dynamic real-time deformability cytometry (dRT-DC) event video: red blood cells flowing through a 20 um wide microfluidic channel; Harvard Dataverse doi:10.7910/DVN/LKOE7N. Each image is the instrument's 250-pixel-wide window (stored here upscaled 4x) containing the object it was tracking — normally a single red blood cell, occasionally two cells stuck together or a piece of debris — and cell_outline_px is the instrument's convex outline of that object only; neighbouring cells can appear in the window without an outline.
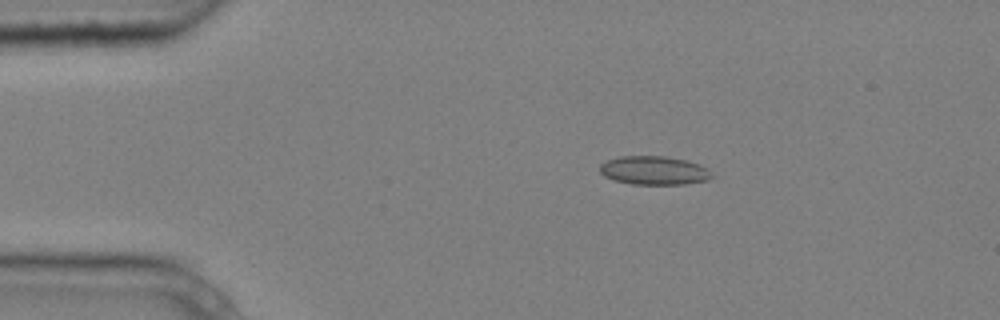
{"species": "common noctule bat (a hibernating species)", "species_latin": "Nyctalus noctula", "temperature_condition": "cold", "stored_images_in_passage": 9, "camera_frame_rate_fps": 3000, "um_per_image_px": 0.085, "animal": {"sex": "male", "body_mass_g": 20.4}, "frame": {"image": 1, "passage_image": 2, "time_ms": 0.333, "image_size_px": [1000, 320], "cell_outline_px": [[716, 176], [708, 180], [684, 184], [632, 184], [612, 180], [604, 176], [600, 172], [600, 164], [608, 160], [620, 156], [664, 156], [684, 160], [700, 164], [708, 168]], "centroid_in_image_um": [55.62, 14.49], "position_along_channel_um": 29.4, "area_um2": 18.84}}
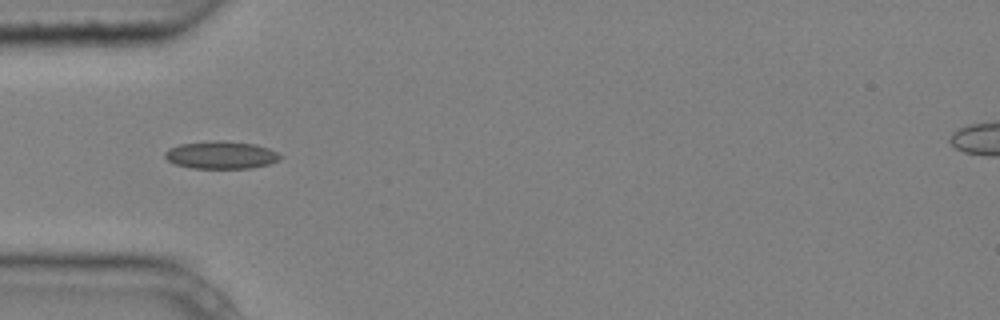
{"frame": {"image": 2, "passage_image": 4, "time_ms": 1.0, "image_size_px": [1000, 320], "cell_outline_px": [[284, 156], [280, 160], [268, 164], [252, 168], [192, 168], [176, 164], [168, 160], [164, 156], [164, 152], [168, 148], [180, 144], [212, 140], [224, 140], [256, 144], [268, 148]], "centroid_in_image_um": [18.8, 13.16], "position_along_channel_um": 66.2, "area_um2": 18.73}}
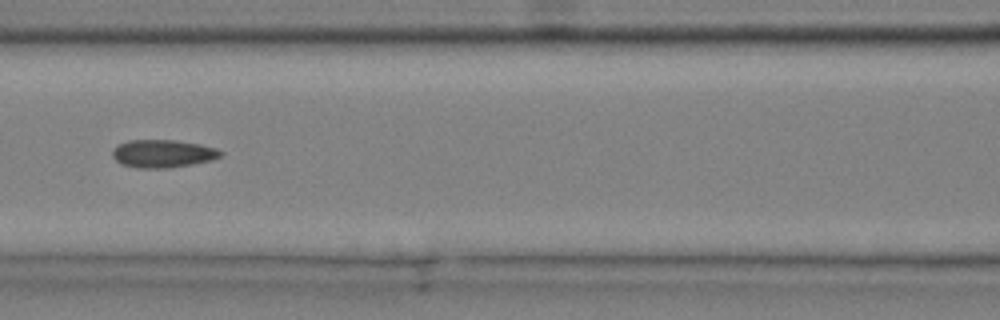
{"frame": {"image": 3, "passage_image": 6, "time_ms": 1.667, "image_size_px": [1000, 320], "cell_outline_px": [[224, 152], [220, 156], [212, 160], [192, 164], [168, 168], [136, 168], [120, 164], [112, 156], [112, 152], [116, 144], [128, 140], [176, 140], [200, 144], [216, 148]], "centroid_in_image_um": [13.81, 13.05], "position_along_channel_um": 152.8, "area_um2": 17.74}}